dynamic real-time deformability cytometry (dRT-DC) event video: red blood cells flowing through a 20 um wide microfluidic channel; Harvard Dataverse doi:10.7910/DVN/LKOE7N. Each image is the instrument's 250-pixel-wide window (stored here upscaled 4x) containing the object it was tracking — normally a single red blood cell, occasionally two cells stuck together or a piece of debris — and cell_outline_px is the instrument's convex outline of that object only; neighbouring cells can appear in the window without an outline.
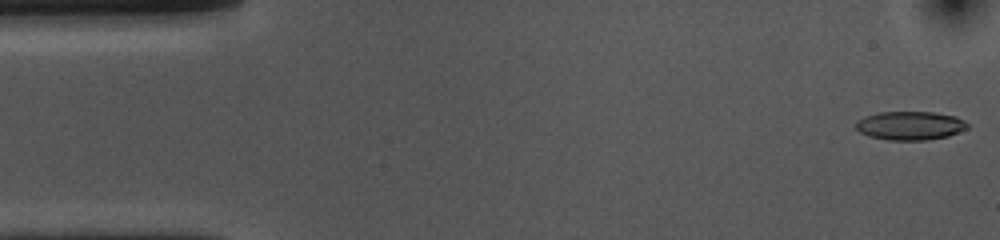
{"species": "common noctule bat (a hibernating species)", "species_latin": "Nyctalus noctula", "temperature_condition": "cold", "stored_images_in_passage": 53, "camera_frame_rate_fps": 3000, "um_per_image_px": 0.085, "animal": {"sex": "female", "body_mass_g": 10.0, "forearm_length_mm": 53.1}, "frame": {"image": 1, "passage_image": 1, "time_ms": 0.0, "image_size_px": [1000, 240], "cell_outline_px": [[968, 128], [948, 136], [924, 140], [888, 140], [868, 136], [860, 132], [856, 128], [856, 120], [864, 116], [880, 112], [936, 112], [956, 116], [964, 120], [968, 124]], "centroid_in_image_um": [77.35, 10.67], "position_along_channel_um": 7.6, "area_um2": 18.73}}
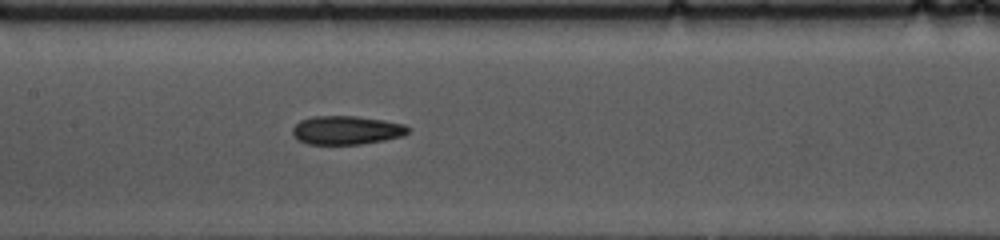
{"frame": {"image": 2, "passage_image": 24, "time_ms": 7.667, "image_size_px": [1000, 240], "cell_outline_px": [[408, 132], [404, 136], [384, 140], [360, 144], [308, 144], [296, 140], [292, 136], [292, 128], [300, 120], [316, 116], [356, 116], [384, 120], [404, 124], [408, 128]], "centroid_in_image_um": [29.42, 11.07], "position_along_channel_um": 178.0, "area_um2": 19.36}}
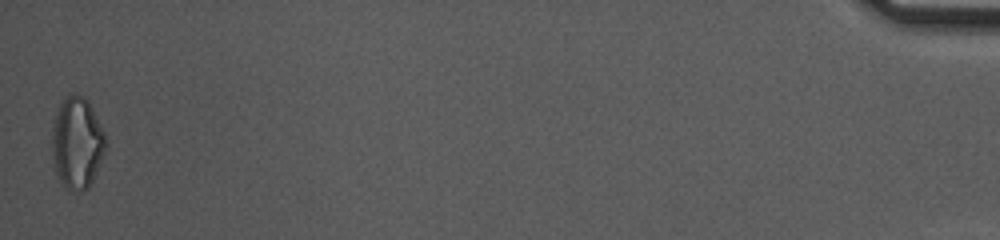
{"frame": {"image": 3, "passage_image": 53, "time_ms": 17.333, "image_size_px": [1000, 240], "cell_outline_px": [[108, 144], [96, 172], [88, 188], [80, 192], [72, 192], [60, 180], [56, 172], [52, 156], [52, 124], [56, 112], [60, 104], [68, 92], [76, 92], [84, 96], [88, 100], [104, 132]], "centroid_in_image_um": [6.55, 12.1], "position_along_channel_um": 428.7, "area_um2": 28.96}, "authors_computed_cell_mechanics": {"area_um2": 19.4208, "velocity_mm_per_s": 3.6425, "shape_relaxation_time_tau1_ms": null, "shape_relaxation_time_tau2_ms": 5.6913, "deformation_change_tau1": null, "deformation_change_tau2": 0.1569}}